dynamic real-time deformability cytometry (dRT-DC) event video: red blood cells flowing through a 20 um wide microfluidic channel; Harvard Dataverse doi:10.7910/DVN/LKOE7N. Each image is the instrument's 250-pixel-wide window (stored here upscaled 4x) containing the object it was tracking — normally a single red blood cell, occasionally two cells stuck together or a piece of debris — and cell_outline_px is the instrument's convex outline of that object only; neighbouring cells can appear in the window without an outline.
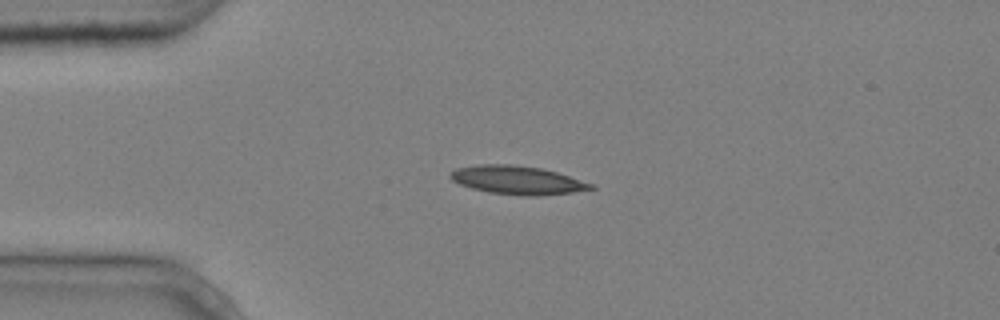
{"species": "common noctule bat (a hibernating species)", "species_latin": "Nyctalus noctula", "temperature_condition": "cold", "stored_images_in_passage": 4, "camera_frame_rate_fps": 3000, "um_per_image_px": 0.085, "animal": {"sex": "male", "body_mass_g": 20.4}, "frame": {"image": 1, "passage_image": 3, "time_ms": 0.667, "image_size_px": [1000, 320], "cell_outline_px": [[596, 188], [572, 192], [536, 196], [520, 196], [488, 192], [472, 188], [460, 184], [452, 180], [448, 176], [448, 172], [456, 168], [480, 164], [512, 164], [540, 168], [556, 172], [596, 184]], "centroid_in_image_um": [43.96, 15.31], "position_along_channel_um": 41.0, "area_um2": 23.47}}